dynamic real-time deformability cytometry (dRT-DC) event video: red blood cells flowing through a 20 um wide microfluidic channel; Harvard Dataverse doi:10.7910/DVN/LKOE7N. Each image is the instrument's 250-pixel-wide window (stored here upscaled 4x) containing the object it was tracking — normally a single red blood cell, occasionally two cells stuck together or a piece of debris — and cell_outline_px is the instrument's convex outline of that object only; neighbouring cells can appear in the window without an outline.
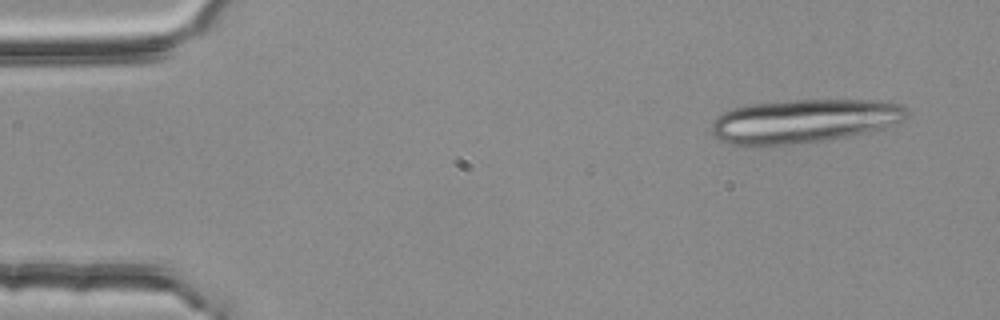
{"species": "common noctule bat (a hibernating species)", "species_latin": "Nyctalus noctula", "temperature_condition": "room temperature", "stored_images_in_passage": 4, "camera_frame_rate_fps": 3000, "um_per_image_px": 0.085, "animal": {"sex": "female", "body_mass_g": 25.1}, "frame": {"image": 1, "passage_image": 1, "time_ms": 0.0, "image_size_px": [1000, 320], "cell_outline_px": [[908, 116], [896, 124], [884, 128], [852, 136], [824, 140], [760, 148], [756, 148], [728, 144], [720, 140], [712, 132], [712, 120], [716, 116], [732, 108], [748, 104], [792, 100], [872, 100], [900, 104], [908, 108]], "centroid_in_image_um": [68.29, 10.31], "position_along_channel_um": 16.7, "area_um2": 50.63}}